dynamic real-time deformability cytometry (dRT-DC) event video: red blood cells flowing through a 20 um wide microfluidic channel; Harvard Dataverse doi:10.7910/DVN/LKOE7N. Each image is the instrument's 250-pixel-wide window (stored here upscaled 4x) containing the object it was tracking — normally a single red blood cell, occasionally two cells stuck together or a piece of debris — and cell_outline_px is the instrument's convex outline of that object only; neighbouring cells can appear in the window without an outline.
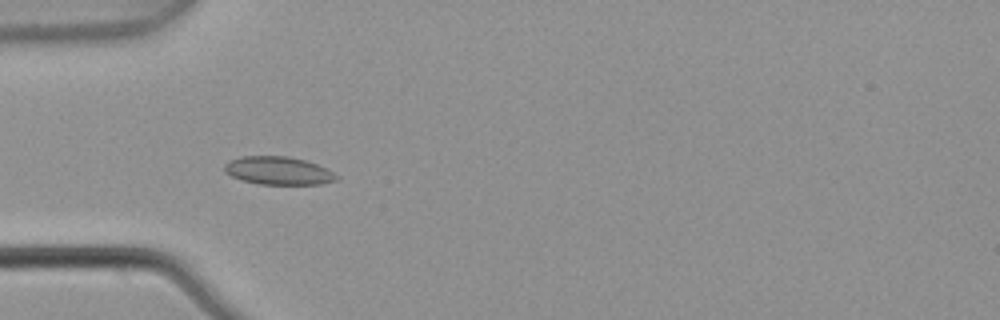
{"species": "common noctule bat (a hibernating species)", "species_latin": "Nyctalus noctula", "temperature_condition": "warm", "stored_images_in_passage": 6, "camera_frame_rate_fps": 3000, "um_per_image_px": 0.085, "animal": {"sex": "male", "body_mass_g": 21.5, "forearm_length_mm": 52.0}, "frame": {"image": 1, "passage_image": 5, "time_ms": 1.333, "image_size_px": [1000, 320], "cell_outline_px": [[340, 176], [336, 180], [320, 184], [260, 184], [244, 180], [232, 176], [224, 172], [224, 164], [228, 160], [240, 156], [288, 156], [304, 160], [316, 164]], "centroid_in_image_um": [23.62, 14.5], "position_along_channel_um": 61.4, "area_um2": 18.21}}
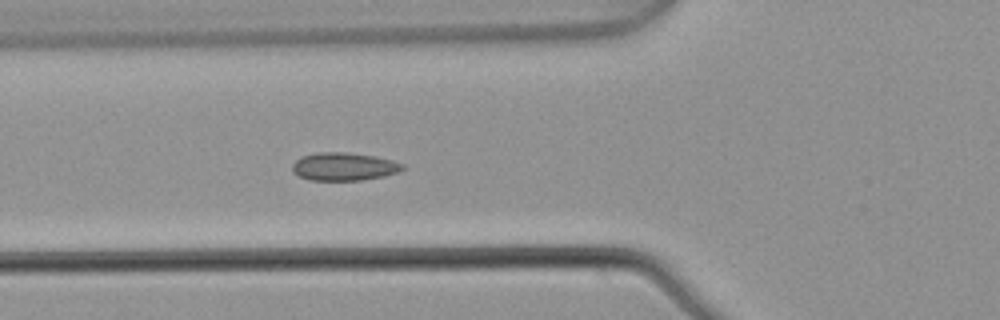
{"frame": {"image": 2, "passage_image": 6, "time_ms": 1.667, "image_size_px": [1000, 320], "cell_outline_px": [[404, 168], [400, 172], [384, 176], [360, 180], [308, 180], [292, 172], [292, 164], [300, 156], [316, 152], [344, 152], [372, 156], [392, 160], [404, 164]], "centroid_in_image_um": [29.21, 14.16], "position_along_channel_um": 96.6, "area_um2": 18.03}}